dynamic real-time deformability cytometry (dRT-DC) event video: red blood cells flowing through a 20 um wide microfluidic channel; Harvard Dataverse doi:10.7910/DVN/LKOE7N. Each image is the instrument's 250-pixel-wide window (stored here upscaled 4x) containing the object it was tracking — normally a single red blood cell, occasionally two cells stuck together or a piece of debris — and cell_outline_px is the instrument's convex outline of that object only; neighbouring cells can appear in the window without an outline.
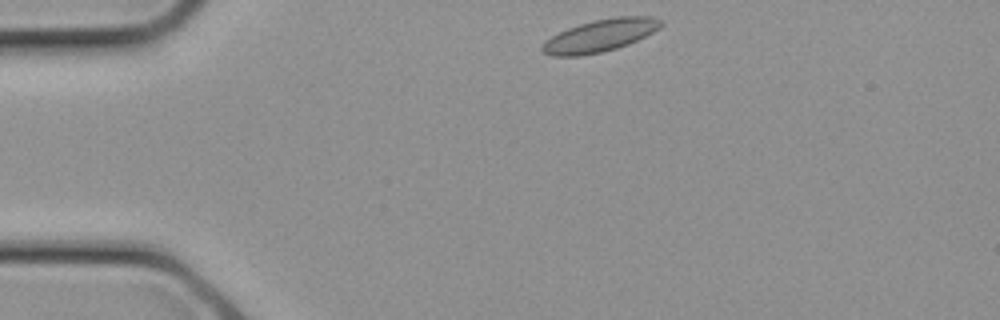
{"species": "common noctule bat (a hibernating species)", "species_latin": "Nyctalus noctula", "temperature_condition": "cold", "stored_images_in_passage": 23, "camera_frame_rate_fps": 3000, "um_per_image_px": 0.085, "animal": {"sex": "female", "body_mass_g": 21.9}, "frame": {"image": 1, "passage_image": 1, "time_ms": 0.0, "image_size_px": [1000, 320], "cell_outline_px": [[664, 24], [660, 28], [628, 44], [616, 48], [600, 52], [580, 56], [552, 56], [544, 52], [540, 48], [552, 36], [568, 28], [592, 20], [616, 16], [652, 16], [664, 20]], "centroid_in_image_um": [51.06, 3.0], "position_along_channel_um": 33.9, "area_um2": 22.2}}
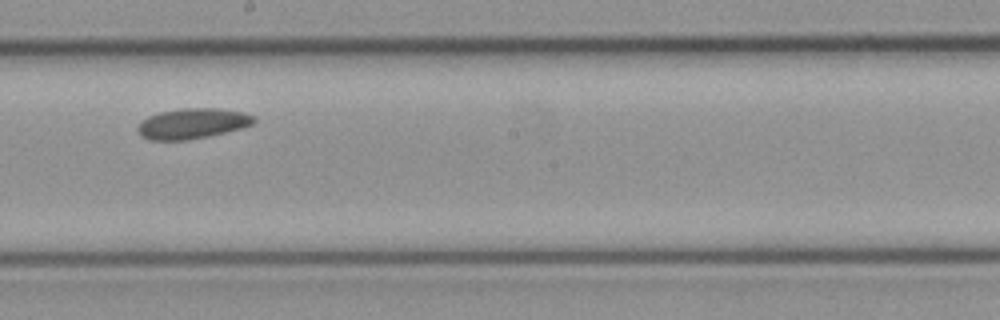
{"frame": {"image": 2, "passage_image": 11, "time_ms": 3.333, "image_size_px": [1000, 320], "cell_outline_px": [[256, 120], [252, 124], [240, 128], [208, 136], [188, 140], [148, 140], [140, 136], [136, 132], [136, 128], [148, 116], [160, 112], [180, 108], [216, 108], [244, 112], [256, 116]], "centroid_in_image_um": [16.33, 10.5], "position_along_channel_um": 231.9, "area_um2": 20.63}}
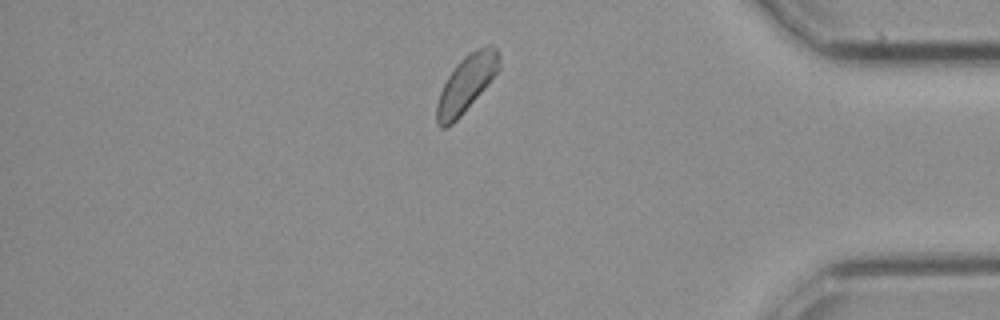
{"frame": {"image": 3, "passage_image": 19, "time_ms": 6.0, "image_size_px": [1000, 320], "cell_outline_px": [[500, 68], [484, 88], [460, 116], [452, 124], [444, 128], [440, 128], [436, 124], [436, 104], [440, 92], [448, 76], [456, 64], [468, 52], [476, 48], [488, 44], [496, 48], [500, 52]], "centroid_in_image_um": [39.63, 7.08], "position_along_channel_um": 395.6, "area_um2": 20.52}}